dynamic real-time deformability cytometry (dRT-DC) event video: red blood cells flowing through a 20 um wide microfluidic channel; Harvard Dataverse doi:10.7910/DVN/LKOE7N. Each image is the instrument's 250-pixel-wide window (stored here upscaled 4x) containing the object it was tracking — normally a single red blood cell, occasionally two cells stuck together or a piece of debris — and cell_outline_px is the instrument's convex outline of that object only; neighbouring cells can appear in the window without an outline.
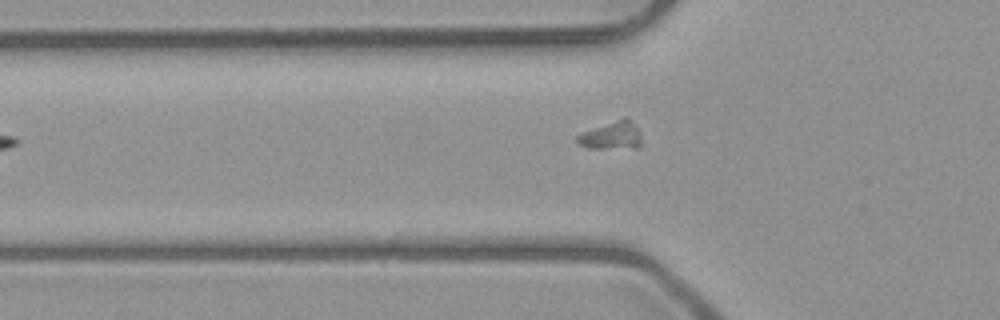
{"species": "common noctule bat (a hibernating species)", "species_latin": "Nyctalus noctula", "temperature_condition": "room temperature", "stored_images_in_passage": 7, "camera_frame_rate_fps": 3000, "um_per_image_px": 0.085, "animal": {"sex": "male", "body_mass_g": 23.1, "forearm_length_mm": 52.7}, "frame": {"image": 1, "passage_image": 6, "time_ms": 6.667, "image_size_px": [1000, 320], "cell_outline_px": [[640, 144], [636, 148], [588, 148], [580, 144], [576, 140], [576, 136], [584, 132], [624, 116], [628, 116], [636, 128], [640, 136]], "centroid_in_image_um": [51.99, 11.51], "position_along_channel_um": 73.8, "area_um2": 10.29}}